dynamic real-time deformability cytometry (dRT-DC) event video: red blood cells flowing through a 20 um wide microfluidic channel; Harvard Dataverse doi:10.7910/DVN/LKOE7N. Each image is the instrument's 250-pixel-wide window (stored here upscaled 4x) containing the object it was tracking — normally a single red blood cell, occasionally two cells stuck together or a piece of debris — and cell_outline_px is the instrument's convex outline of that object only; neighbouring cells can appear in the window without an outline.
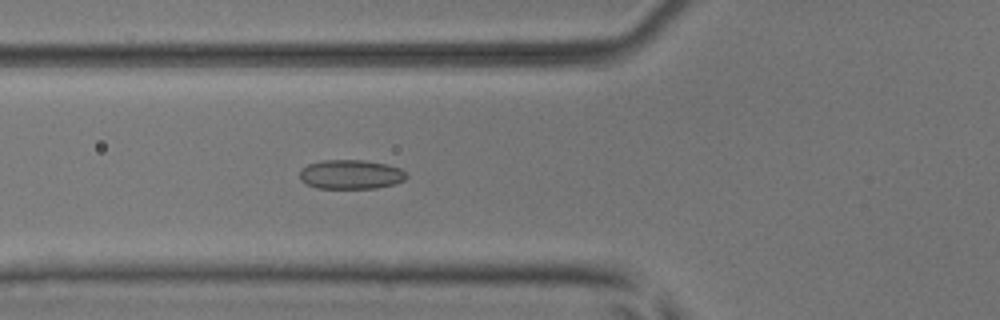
{"species": "common noctule bat (a hibernating species)", "species_latin": "Nyctalus noctula", "temperature_condition": "room temperature", "stored_images_in_passage": 54, "camera_frame_rate_fps": 3000, "um_per_image_px": 0.085, "animal": {"sex": "male", "body_mass_g": 17.9, "forearm_length_mm": 54.2}, "frame": {"image": 1, "passage_image": 20, "time_ms": 6.333, "image_size_px": [1000, 320], "cell_outline_px": [[408, 176], [404, 180], [396, 184], [376, 188], [316, 188], [300, 180], [300, 168], [308, 164], [324, 160], [360, 160], [388, 164], [400, 168], [408, 172]], "centroid_in_image_um": [29.85, 14.82], "position_along_channel_um": 96.0, "area_um2": 18.38}}
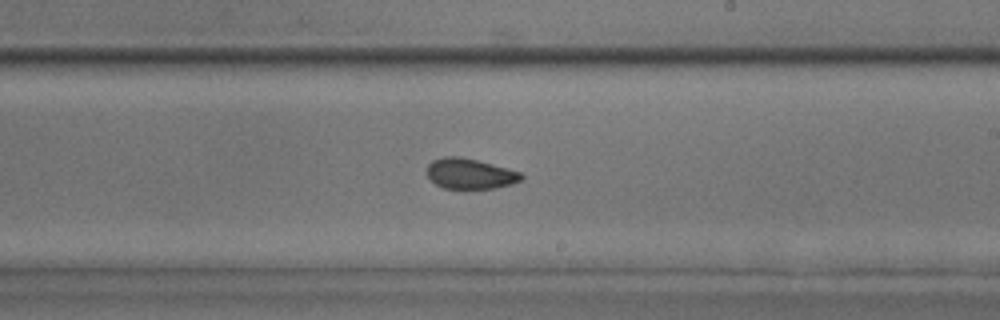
{"frame": {"image": 2, "passage_image": 32, "time_ms": 10.333, "image_size_px": [1000, 320], "cell_outline_px": [[524, 176], [520, 180], [512, 184], [496, 188], [444, 188], [436, 184], [428, 176], [428, 164], [432, 160], [444, 156], [460, 156], [508, 168], [520, 172]], "centroid_in_image_um": [39.96, 14.75], "position_along_channel_um": 249.0, "area_um2": 16.59}}
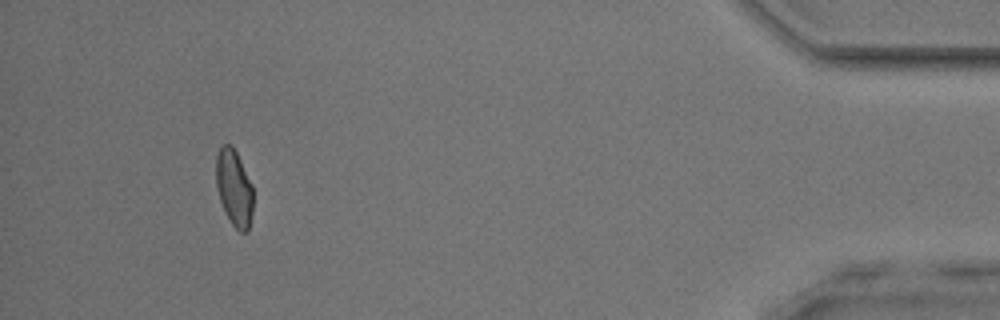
{"frame": {"image": 3, "passage_image": 50, "time_ms": 16.333, "image_size_px": [1000, 320], "cell_outline_px": [[252, 212], [248, 232], [240, 232], [232, 224], [220, 200], [216, 188], [216, 156], [220, 148], [224, 144], [232, 144], [252, 184]], "centroid_in_image_um": [19.89, 15.96], "position_along_channel_um": 415.3, "area_um2": 16.36}, "authors_computed_cell_mechanics": {"area_um2": 17.4556, "velocity_mm_per_s": 3.8346, "shape_relaxation_time_tau1_ms": null, "shape_relaxation_time_tau2_ms": 1.949, "deformation_change_tau1": null, "deformation_change_tau2": 0.0612}}